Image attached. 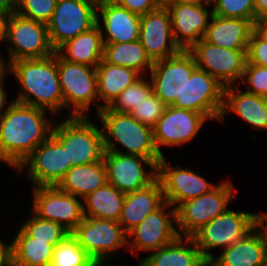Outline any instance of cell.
<instances>
[{
  "label": "cell",
  "instance_id": "obj_1",
  "mask_svg": "<svg viewBox=\"0 0 267 266\" xmlns=\"http://www.w3.org/2000/svg\"><path fill=\"white\" fill-rule=\"evenodd\" d=\"M47 113L45 109L11 100L0 116L2 163L16 170L51 135L55 122L48 119Z\"/></svg>",
  "mask_w": 267,
  "mask_h": 266
},
{
  "label": "cell",
  "instance_id": "obj_2",
  "mask_svg": "<svg viewBox=\"0 0 267 266\" xmlns=\"http://www.w3.org/2000/svg\"><path fill=\"white\" fill-rule=\"evenodd\" d=\"M11 75L20 89L12 100L47 110L59 118L64 109L58 76V54L41 59H21L11 62Z\"/></svg>",
  "mask_w": 267,
  "mask_h": 266
},
{
  "label": "cell",
  "instance_id": "obj_3",
  "mask_svg": "<svg viewBox=\"0 0 267 266\" xmlns=\"http://www.w3.org/2000/svg\"><path fill=\"white\" fill-rule=\"evenodd\" d=\"M97 115L105 151L138 155L158 164L162 157L155 147L152 128L143 125L129 113L114 112L108 107L103 108Z\"/></svg>",
  "mask_w": 267,
  "mask_h": 266
},
{
  "label": "cell",
  "instance_id": "obj_4",
  "mask_svg": "<svg viewBox=\"0 0 267 266\" xmlns=\"http://www.w3.org/2000/svg\"><path fill=\"white\" fill-rule=\"evenodd\" d=\"M60 118L61 122L55 119L51 135L66 150L71 168L101 161L105 150L100 124L95 125L88 116Z\"/></svg>",
  "mask_w": 267,
  "mask_h": 266
},
{
  "label": "cell",
  "instance_id": "obj_5",
  "mask_svg": "<svg viewBox=\"0 0 267 266\" xmlns=\"http://www.w3.org/2000/svg\"><path fill=\"white\" fill-rule=\"evenodd\" d=\"M58 76L64 109H69L66 116L61 117H87L91 105H95L96 114L99 113L96 67L68 62L58 55Z\"/></svg>",
  "mask_w": 267,
  "mask_h": 266
},
{
  "label": "cell",
  "instance_id": "obj_6",
  "mask_svg": "<svg viewBox=\"0 0 267 266\" xmlns=\"http://www.w3.org/2000/svg\"><path fill=\"white\" fill-rule=\"evenodd\" d=\"M71 235L98 266H110L114 251L128 250L127 233L117 221L84 217Z\"/></svg>",
  "mask_w": 267,
  "mask_h": 266
},
{
  "label": "cell",
  "instance_id": "obj_7",
  "mask_svg": "<svg viewBox=\"0 0 267 266\" xmlns=\"http://www.w3.org/2000/svg\"><path fill=\"white\" fill-rule=\"evenodd\" d=\"M257 213L232 211L229 208L221 215L202 226L191 238L209 262L213 257L210 250L228 248L244 238L256 227Z\"/></svg>",
  "mask_w": 267,
  "mask_h": 266
},
{
  "label": "cell",
  "instance_id": "obj_8",
  "mask_svg": "<svg viewBox=\"0 0 267 266\" xmlns=\"http://www.w3.org/2000/svg\"><path fill=\"white\" fill-rule=\"evenodd\" d=\"M230 181L219 182L210 192L185 201L176 209L180 237H191L202 226L230 208L236 190Z\"/></svg>",
  "mask_w": 267,
  "mask_h": 266
},
{
  "label": "cell",
  "instance_id": "obj_9",
  "mask_svg": "<svg viewBox=\"0 0 267 266\" xmlns=\"http://www.w3.org/2000/svg\"><path fill=\"white\" fill-rule=\"evenodd\" d=\"M168 211V212H167ZM128 250L133 256L139 252H154L173 243L178 237L176 209L164 202L128 234Z\"/></svg>",
  "mask_w": 267,
  "mask_h": 266
},
{
  "label": "cell",
  "instance_id": "obj_10",
  "mask_svg": "<svg viewBox=\"0 0 267 266\" xmlns=\"http://www.w3.org/2000/svg\"><path fill=\"white\" fill-rule=\"evenodd\" d=\"M9 60L41 59L55 53L47 24L11 14L5 42Z\"/></svg>",
  "mask_w": 267,
  "mask_h": 266
},
{
  "label": "cell",
  "instance_id": "obj_11",
  "mask_svg": "<svg viewBox=\"0 0 267 266\" xmlns=\"http://www.w3.org/2000/svg\"><path fill=\"white\" fill-rule=\"evenodd\" d=\"M196 68L195 59L188 50L155 61L149 72L154 94L167 106L183 103L185 83Z\"/></svg>",
  "mask_w": 267,
  "mask_h": 266
},
{
  "label": "cell",
  "instance_id": "obj_12",
  "mask_svg": "<svg viewBox=\"0 0 267 266\" xmlns=\"http://www.w3.org/2000/svg\"><path fill=\"white\" fill-rule=\"evenodd\" d=\"M71 168L63 146L50 135L20 164L17 173L24 172L32 187L57 186ZM25 170V171H23Z\"/></svg>",
  "mask_w": 267,
  "mask_h": 266
},
{
  "label": "cell",
  "instance_id": "obj_13",
  "mask_svg": "<svg viewBox=\"0 0 267 266\" xmlns=\"http://www.w3.org/2000/svg\"><path fill=\"white\" fill-rule=\"evenodd\" d=\"M198 68L212 75L224 87L240 85L247 62V50L215 46L203 38L188 50Z\"/></svg>",
  "mask_w": 267,
  "mask_h": 266
},
{
  "label": "cell",
  "instance_id": "obj_14",
  "mask_svg": "<svg viewBox=\"0 0 267 266\" xmlns=\"http://www.w3.org/2000/svg\"><path fill=\"white\" fill-rule=\"evenodd\" d=\"M97 25V8L86 0H57L48 35L53 49Z\"/></svg>",
  "mask_w": 267,
  "mask_h": 266
},
{
  "label": "cell",
  "instance_id": "obj_15",
  "mask_svg": "<svg viewBox=\"0 0 267 266\" xmlns=\"http://www.w3.org/2000/svg\"><path fill=\"white\" fill-rule=\"evenodd\" d=\"M31 211L40 219L54 221L72 233L84 219L82 199L57 186L32 187Z\"/></svg>",
  "mask_w": 267,
  "mask_h": 266
},
{
  "label": "cell",
  "instance_id": "obj_16",
  "mask_svg": "<svg viewBox=\"0 0 267 266\" xmlns=\"http://www.w3.org/2000/svg\"><path fill=\"white\" fill-rule=\"evenodd\" d=\"M103 161L107 182L125 194L143 189L157 179V165L142 156L104 151Z\"/></svg>",
  "mask_w": 267,
  "mask_h": 266
},
{
  "label": "cell",
  "instance_id": "obj_17",
  "mask_svg": "<svg viewBox=\"0 0 267 266\" xmlns=\"http://www.w3.org/2000/svg\"><path fill=\"white\" fill-rule=\"evenodd\" d=\"M171 165L166 156L157 164V179L165 202L177 209L183 202L210 192L219 182L211 183L191 168Z\"/></svg>",
  "mask_w": 267,
  "mask_h": 266
},
{
  "label": "cell",
  "instance_id": "obj_18",
  "mask_svg": "<svg viewBox=\"0 0 267 266\" xmlns=\"http://www.w3.org/2000/svg\"><path fill=\"white\" fill-rule=\"evenodd\" d=\"M209 119L198 112L167 106L162 117L153 128V140L160 156H165L163 147L185 146L196 138L203 125Z\"/></svg>",
  "mask_w": 267,
  "mask_h": 266
},
{
  "label": "cell",
  "instance_id": "obj_19",
  "mask_svg": "<svg viewBox=\"0 0 267 266\" xmlns=\"http://www.w3.org/2000/svg\"><path fill=\"white\" fill-rule=\"evenodd\" d=\"M224 86L206 71L196 68L185 83L183 103L172 106L205 115L219 122L224 106Z\"/></svg>",
  "mask_w": 267,
  "mask_h": 266
},
{
  "label": "cell",
  "instance_id": "obj_20",
  "mask_svg": "<svg viewBox=\"0 0 267 266\" xmlns=\"http://www.w3.org/2000/svg\"><path fill=\"white\" fill-rule=\"evenodd\" d=\"M167 9L171 18L175 43L181 50H189L206 33L213 15L210 0L178 3Z\"/></svg>",
  "mask_w": 267,
  "mask_h": 266
},
{
  "label": "cell",
  "instance_id": "obj_21",
  "mask_svg": "<svg viewBox=\"0 0 267 266\" xmlns=\"http://www.w3.org/2000/svg\"><path fill=\"white\" fill-rule=\"evenodd\" d=\"M139 41L153 62L174 56L181 51L173 38L167 8L159 6L140 16Z\"/></svg>",
  "mask_w": 267,
  "mask_h": 266
},
{
  "label": "cell",
  "instance_id": "obj_22",
  "mask_svg": "<svg viewBox=\"0 0 267 266\" xmlns=\"http://www.w3.org/2000/svg\"><path fill=\"white\" fill-rule=\"evenodd\" d=\"M97 25L101 29L104 43H129L139 40L140 16L117 3L97 8Z\"/></svg>",
  "mask_w": 267,
  "mask_h": 266
},
{
  "label": "cell",
  "instance_id": "obj_23",
  "mask_svg": "<svg viewBox=\"0 0 267 266\" xmlns=\"http://www.w3.org/2000/svg\"><path fill=\"white\" fill-rule=\"evenodd\" d=\"M243 90V91H242ZM235 113L252 130H267V99L240 90L239 85L224 88V106L219 122L224 123L229 113ZM226 117V118H225Z\"/></svg>",
  "mask_w": 267,
  "mask_h": 266
},
{
  "label": "cell",
  "instance_id": "obj_24",
  "mask_svg": "<svg viewBox=\"0 0 267 266\" xmlns=\"http://www.w3.org/2000/svg\"><path fill=\"white\" fill-rule=\"evenodd\" d=\"M266 242L256 226L244 238L223 249L209 261V266H266Z\"/></svg>",
  "mask_w": 267,
  "mask_h": 266
},
{
  "label": "cell",
  "instance_id": "obj_25",
  "mask_svg": "<svg viewBox=\"0 0 267 266\" xmlns=\"http://www.w3.org/2000/svg\"><path fill=\"white\" fill-rule=\"evenodd\" d=\"M254 23L240 18L212 15L203 39L231 50H247Z\"/></svg>",
  "mask_w": 267,
  "mask_h": 266
},
{
  "label": "cell",
  "instance_id": "obj_26",
  "mask_svg": "<svg viewBox=\"0 0 267 266\" xmlns=\"http://www.w3.org/2000/svg\"><path fill=\"white\" fill-rule=\"evenodd\" d=\"M164 202L161 183L156 179L143 189L125 194L122 212L118 222L128 234L147 215L158 209Z\"/></svg>",
  "mask_w": 267,
  "mask_h": 266
},
{
  "label": "cell",
  "instance_id": "obj_27",
  "mask_svg": "<svg viewBox=\"0 0 267 266\" xmlns=\"http://www.w3.org/2000/svg\"><path fill=\"white\" fill-rule=\"evenodd\" d=\"M137 266H209L191 237H178L173 243L140 258Z\"/></svg>",
  "mask_w": 267,
  "mask_h": 266
},
{
  "label": "cell",
  "instance_id": "obj_28",
  "mask_svg": "<svg viewBox=\"0 0 267 266\" xmlns=\"http://www.w3.org/2000/svg\"><path fill=\"white\" fill-rule=\"evenodd\" d=\"M104 42L98 25L61 45L55 52L64 60L92 67L103 59Z\"/></svg>",
  "mask_w": 267,
  "mask_h": 266
},
{
  "label": "cell",
  "instance_id": "obj_29",
  "mask_svg": "<svg viewBox=\"0 0 267 266\" xmlns=\"http://www.w3.org/2000/svg\"><path fill=\"white\" fill-rule=\"evenodd\" d=\"M99 112L109 107L118 95L141 75L133 69L105 62L96 67ZM102 101V102H101Z\"/></svg>",
  "mask_w": 267,
  "mask_h": 266
},
{
  "label": "cell",
  "instance_id": "obj_30",
  "mask_svg": "<svg viewBox=\"0 0 267 266\" xmlns=\"http://www.w3.org/2000/svg\"><path fill=\"white\" fill-rule=\"evenodd\" d=\"M107 183V172L103 159L99 162L73 166L57 185L62 191L85 198Z\"/></svg>",
  "mask_w": 267,
  "mask_h": 266
},
{
  "label": "cell",
  "instance_id": "obj_31",
  "mask_svg": "<svg viewBox=\"0 0 267 266\" xmlns=\"http://www.w3.org/2000/svg\"><path fill=\"white\" fill-rule=\"evenodd\" d=\"M12 239V266H51L55 247L28 236L20 227Z\"/></svg>",
  "mask_w": 267,
  "mask_h": 266
},
{
  "label": "cell",
  "instance_id": "obj_32",
  "mask_svg": "<svg viewBox=\"0 0 267 266\" xmlns=\"http://www.w3.org/2000/svg\"><path fill=\"white\" fill-rule=\"evenodd\" d=\"M124 199L125 193L107 182L82 199L83 215L118 222Z\"/></svg>",
  "mask_w": 267,
  "mask_h": 266
},
{
  "label": "cell",
  "instance_id": "obj_33",
  "mask_svg": "<svg viewBox=\"0 0 267 266\" xmlns=\"http://www.w3.org/2000/svg\"><path fill=\"white\" fill-rule=\"evenodd\" d=\"M103 60L133 69L141 76L148 74L154 64L139 40L129 43H104Z\"/></svg>",
  "mask_w": 267,
  "mask_h": 266
},
{
  "label": "cell",
  "instance_id": "obj_34",
  "mask_svg": "<svg viewBox=\"0 0 267 266\" xmlns=\"http://www.w3.org/2000/svg\"><path fill=\"white\" fill-rule=\"evenodd\" d=\"M28 236L41 241H49V244L56 247L64 241L69 235L63 226L54 222L40 219L32 211L19 226Z\"/></svg>",
  "mask_w": 267,
  "mask_h": 266
},
{
  "label": "cell",
  "instance_id": "obj_35",
  "mask_svg": "<svg viewBox=\"0 0 267 266\" xmlns=\"http://www.w3.org/2000/svg\"><path fill=\"white\" fill-rule=\"evenodd\" d=\"M152 92L150 78L147 79L145 75L141 76L133 84L126 87L108 108L118 113H130Z\"/></svg>",
  "mask_w": 267,
  "mask_h": 266
},
{
  "label": "cell",
  "instance_id": "obj_36",
  "mask_svg": "<svg viewBox=\"0 0 267 266\" xmlns=\"http://www.w3.org/2000/svg\"><path fill=\"white\" fill-rule=\"evenodd\" d=\"M51 266H98L80 247L77 240L69 235L54 249Z\"/></svg>",
  "mask_w": 267,
  "mask_h": 266
},
{
  "label": "cell",
  "instance_id": "obj_37",
  "mask_svg": "<svg viewBox=\"0 0 267 266\" xmlns=\"http://www.w3.org/2000/svg\"><path fill=\"white\" fill-rule=\"evenodd\" d=\"M214 15L255 22L254 0H210Z\"/></svg>",
  "mask_w": 267,
  "mask_h": 266
},
{
  "label": "cell",
  "instance_id": "obj_38",
  "mask_svg": "<svg viewBox=\"0 0 267 266\" xmlns=\"http://www.w3.org/2000/svg\"><path fill=\"white\" fill-rule=\"evenodd\" d=\"M57 0H16V13L24 18L47 24Z\"/></svg>",
  "mask_w": 267,
  "mask_h": 266
},
{
  "label": "cell",
  "instance_id": "obj_39",
  "mask_svg": "<svg viewBox=\"0 0 267 266\" xmlns=\"http://www.w3.org/2000/svg\"><path fill=\"white\" fill-rule=\"evenodd\" d=\"M166 108L167 105L152 92L137 107L133 108L129 114L143 125L153 129Z\"/></svg>",
  "mask_w": 267,
  "mask_h": 266
},
{
  "label": "cell",
  "instance_id": "obj_40",
  "mask_svg": "<svg viewBox=\"0 0 267 266\" xmlns=\"http://www.w3.org/2000/svg\"><path fill=\"white\" fill-rule=\"evenodd\" d=\"M246 84L245 92L266 97L267 96V67L246 63L242 80Z\"/></svg>",
  "mask_w": 267,
  "mask_h": 266
},
{
  "label": "cell",
  "instance_id": "obj_41",
  "mask_svg": "<svg viewBox=\"0 0 267 266\" xmlns=\"http://www.w3.org/2000/svg\"><path fill=\"white\" fill-rule=\"evenodd\" d=\"M246 56V63L267 67V42L262 40L254 31L250 36Z\"/></svg>",
  "mask_w": 267,
  "mask_h": 266
},
{
  "label": "cell",
  "instance_id": "obj_42",
  "mask_svg": "<svg viewBox=\"0 0 267 266\" xmlns=\"http://www.w3.org/2000/svg\"><path fill=\"white\" fill-rule=\"evenodd\" d=\"M116 3L139 16L149 13L160 6L158 0H116Z\"/></svg>",
  "mask_w": 267,
  "mask_h": 266
},
{
  "label": "cell",
  "instance_id": "obj_43",
  "mask_svg": "<svg viewBox=\"0 0 267 266\" xmlns=\"http://www.w3.org/2000/svg\"><path fill=\"white\" fill-rule=\"evenodd\" d=\"M4 241L0 238V266H12V241Z\"/></svg>",
  "mask_w": 267,
  "mask_h": 266
},
{
  "label": "cell",
  "instance_id": "obj_44",
  "mask_svg": "<svg viewBox=\"0 0 267 266\" xmlns=\"http://www.w3.org/2000/svg\"><path fill=\"white\" fill-rule=\"evenodd\" d=\"M254 32L267 42V18L258 19L254 22Z\"/></svg>",
  "mask_w": 267,
  "mask_h": 266
},
{
  "label": "cell",
  "instance_id": "obj_45",
  "mask_svg": "<svg viewBox=\"0 0 267 266\" xmlns=\"http://www.w3.org/2000/svg\"><path fill=\"white\" fill-rule=\"evenodd\" d=\"M255 5V21L267 18V0H254Z\"/></svg>",
  "mask_w": 267,
  "mask_h": 266
},
{
  "label": "cell",
  "instance_id": "obj_46",
  "mask_svg": "<svg viewBox=\"0 0 267 266\" xmlns=\"http://www.w3.org/2000/svg\"><path fill=\"white\" fill-rule=\"evenodd\" d=\"M10 16L11 14H0V44L6 42Z\"/></svg>",
  "mask_w": 267,
  "mask_h": 266
},
{
  "label": "cell",
  "instance_id": "obj_47",
  "mask_svg": "<svg viewBox=\"0 0 267 266\" xmlns=\"http://www.w3.org/2000/svg\"><path fill=\"white\" fill-rule=\"evenodd\" d=\"M256 226L262 232L265 242H266V251H267V212H259L257 215Z\"/></svg>",
  "mask_w": 267,
  "mask_h": 266
},
{
  "label": "cell",
  "instance_id": "obj_48",
  "mask_svg": "<svg viewBox=\"0 0 267 266\" xmlns=\"http://www.w3.org/2000/svg\"><path fill=\"white\" fill-rule=\"evenodd\" d=\"M11 75V61L7 60V62L3 59L0 54V84H4L6 76Z\"/></svg>",
  "mask_w": 267,
  "mask_h": 266
},
{
  "label": "cell",
  "instance_id": "obj_49",
  "mask_svg": "<svg viewBox=\"0 0 267 266\" xmlns=\"http://www.w3.org/2000/svg\"><path fill=\"white\" fill-rule=\"evenodd\" d=\"M16 11V0H0V14H13Z\"/></svg>",
  "mask_w": 267,
  "mask_h": 266
},
{
  "label": "cell",
  "instance_id": "obj_50",
  "mask_svg": "<svg viewBox=\"0 0 267 266\" xmlns=\"http://www.w3.org/2000/svg\"><path fill=\"white\" fill-rule=\"evenodd\" d=\"M5 85L0 84V116L9 105L10 101L8 102V92L5 90Z\"/></svg>",
  "mask_w": 267,
  "mask_h": 266
},
{
  "label": "cell",
  "instance_id": "obj_51",
  "mask_svg": "<svg viewBox=\"0 0 267 266\" xmlns=\"http://www.w3.org/2000/svg\"><path fill=\"white\" fill-rule=\"evenodd\" d=\"M161 7L167 8L178 3L201 2L206 0H158Z\"/></svg>",
  "mask_w": 267,
  "mask_h": 266
},
{
  "label": "cell",
  "instance_id": "obj_52",
  "mask_svg": "<svg viewBox=\"0 0 267 266\" xmlns=\"http://www.w3.org/2000/svg\"><path fill=\"white\" fill-rule=\"evenodd\" d=\"M86 1L92 4L96 8L103 6V5L116 3V0H86Z\"/></svg>",
  "mask_w": 267,
  "mask_h": 266
}]
</instances>
